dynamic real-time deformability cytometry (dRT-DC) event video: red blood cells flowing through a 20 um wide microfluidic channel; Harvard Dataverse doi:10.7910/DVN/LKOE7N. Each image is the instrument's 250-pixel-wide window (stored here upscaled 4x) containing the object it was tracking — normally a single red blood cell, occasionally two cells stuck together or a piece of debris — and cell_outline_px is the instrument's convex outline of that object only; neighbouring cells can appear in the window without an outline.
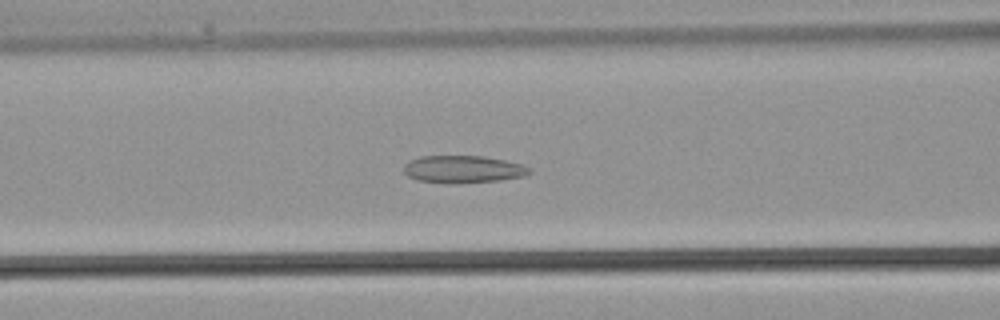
{"species": "common noctule bat (a hibernating species)", "species_latin": "Nyctalus noctula", "temperature_condition": "warm", "stored_images_in_passage": 37, "camera_frame_rate_fps": 3000, "um_per_image_px": 0.085, "animal": {"sex": "male", "body_mass_g": 21.5, "forearm_length_mm": 52.0}, "frame": {"image": 1, "passage_image": 15, "time_ms": 4.667, "image_size_px": [1000, 320], "cell_outline_px": [[532, 172], [524, 176], [500, 180], [416, 180], [408, 176], [404, 172], [404, 164], [408, 160], [420, 156], [484, 156], [504, 160], [520, 164], [528, 168]], "centroid_in_image_um": [39.34, 14.32], "position_along_channel_um": 127.3, "area_um2": 18.9}}
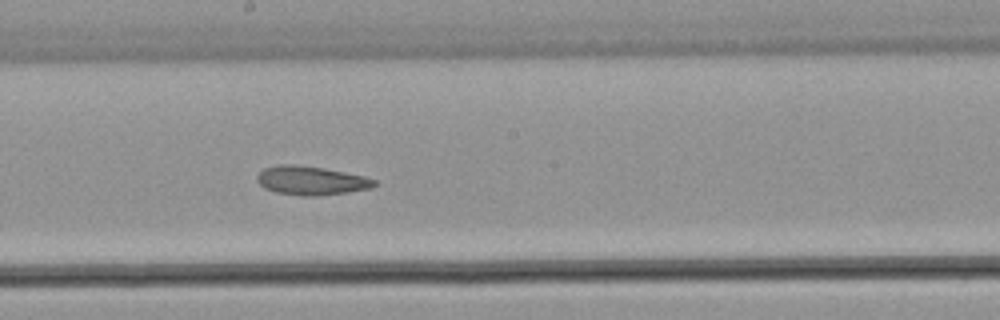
{"frame": {"image": 2, "passage_image": 20, "time_ms": 6.333, "image_size_px": [1000, 320], "cell_outline_px": [[380, 184], [372, 188], [348, 192], [316, 196], [300, 196], [276, 192], [264, 188], [256, 180], [256, 176], [264, 168], [280, 164], [288, 164], [320, 168], [364, 176], [376, 180]], "centroid_in_image_um": [26.45, 15.36], "position_along_channel_um": 221.7, "area_um2": 19.59}}
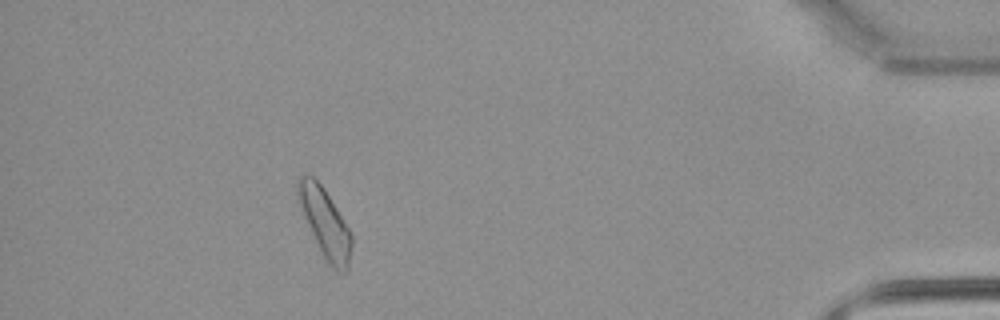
{"frame": {"image": 3, "passage_image": 33, "time_ms": 10.667, "image_size_px": [1000, 320], "cell_outline_px": [[352, 244], [348, 272], [336, 272], [328, 264], [296, 200], [296, 180], [300, 176], [312, 176], [324, 188], [344, 220], [352, 236]], "centroid_in_image_um": [27.62, 18.95], "position_along_channel_um": 407.6, "area_um2": 21.33}}